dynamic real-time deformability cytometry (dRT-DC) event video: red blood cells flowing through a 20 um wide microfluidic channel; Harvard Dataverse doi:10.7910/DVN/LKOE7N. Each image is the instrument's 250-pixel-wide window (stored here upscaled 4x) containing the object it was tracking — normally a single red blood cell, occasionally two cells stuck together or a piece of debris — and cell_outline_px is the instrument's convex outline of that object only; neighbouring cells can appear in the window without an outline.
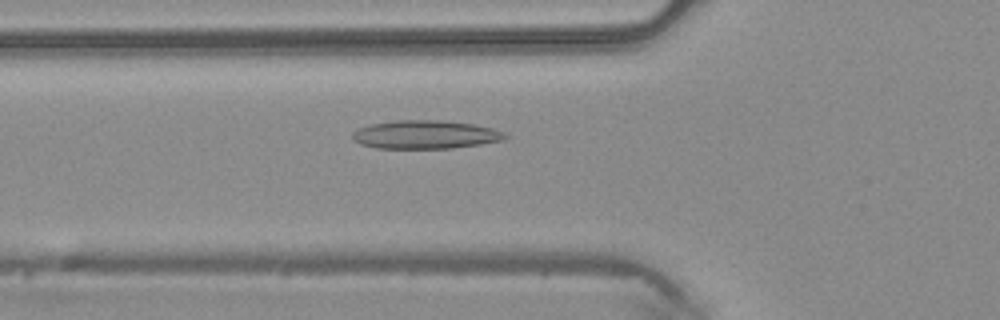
{"species": "common noctule bat (a hibernating species)", "species_latin": "Nyctalus noctula", "temperature_condition": "warm", "stored_images_in_passage": 48, "camera_frame_rate_fps": 3000, "um_per_image_px": 0.085, "animal": {"sex": "male", "body_mass_g": 20.4}, "frame": {"image": 1, "passage_image": 17, "time_ms": 5.333, "image_size_px": [1000, 320], "cell_outline_px": [[508, 136], [504, 140], [480, 144], [452, 148], [376, 148], [360, 144], [352, 140], [352, 132], [360, 128], [372, 124], [396, 120], [440, 120], [472, 124], [492, 128], [504, 132]], "centroid_in_image_um": [36.14, 11.44], "position_along_channel_um": 89.7, "area_um2": 25.2}}
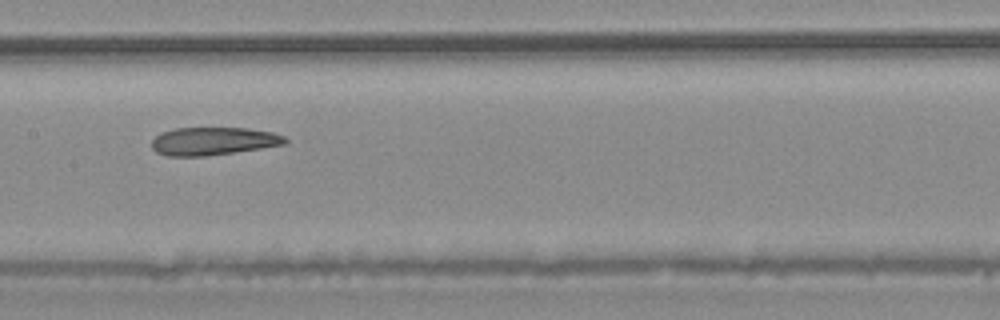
{"frame": {"image": 2, "passage_image": 24, "time_ms": 7.667, "image_size_px": [1000, 320], "cell_outline_px": [[288, 140], [284, 144], [236, 152], [204, 156], [168, 156], [156, 152], [152, 148], [152, 140], [160, 132], [176, 128], [248, 128], [272, 132], [284, 136]], "centroid_in_image_um": [18.1, 11.99], "position_along_channel_um": 189.3, "area_um2": 21.68}}
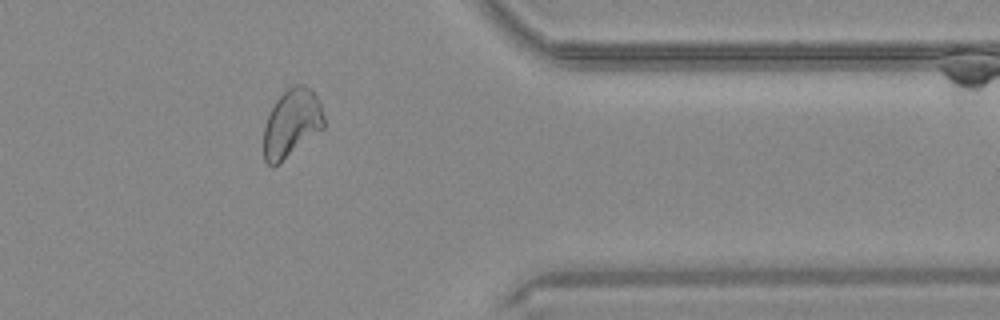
{"frame": {"image": 3, "passage_image": 39, "time_ms": 12.667, "image_size_px": [1000, 320], "cell_outline_px": [[324, 128], [280, 164], [272, 168], [264, 160], [264, 128], [268, 116], [276, 100], [292, 84], [304, 84], [312, 88], [320, 100], [324, 116]], "centroid_in_image_um": [24.81, 10.47], "position_along_channel_um": 386.6, "area_um2": 24.28}, "authors_computed_cell_mechanics": {"area_um2": 24.8829, "velocity_mm_per_s": 4.2503, "shape_relaxation_time_tau1_ms": null, "shape_relaxation_time_tau2_ms": 3.93, "deformation_change_tau1": null, "deformation_change_tau2": 0.1192}}